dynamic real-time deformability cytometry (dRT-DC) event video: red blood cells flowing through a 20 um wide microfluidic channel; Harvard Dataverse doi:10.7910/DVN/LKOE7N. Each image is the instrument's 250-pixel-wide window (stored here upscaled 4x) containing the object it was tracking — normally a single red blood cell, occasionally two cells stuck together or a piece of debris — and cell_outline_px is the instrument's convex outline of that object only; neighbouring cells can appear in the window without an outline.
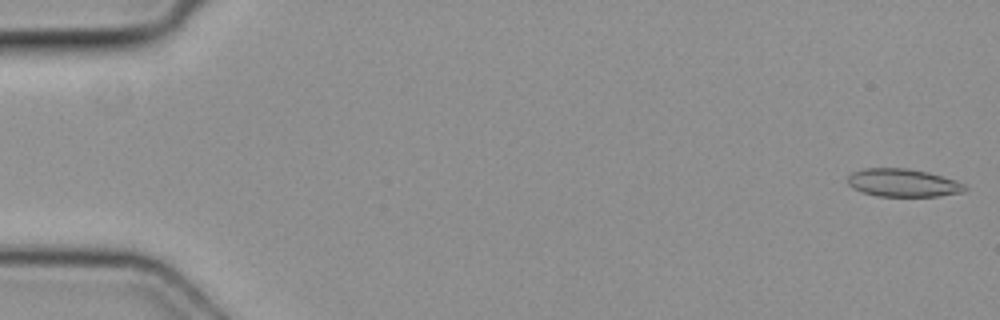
{"species": "common noctule bat (a hibernating species)", "species_latin": "Nyctalus noctula", "temperature_condition": "cold", "stored_images_in_passage": 51, "segment_of_instrument_passage": [1, 2], "camera_frame_rate_fps": 3000, "um_per_image_px": 0.085, "animal": {"sex": "female", "body_mass_g": 19.3, "forearm_length_mm": 54.1}, "frame": {"image": 1, "passage_image": 1, "time_ms": 0.0, "image_size_px": [1000, 320], "cell_outline_px": [[968, 188], [964, 192], [940, 196], [876, 196], [852, 188], [848, 184], [848, 176], [852, 172], [864, 168], [908, 168], [928, 172], [956, 180], [964, 184]], "centroid_in_image_um": [76.77, 15.54], "position_along_channel_um": 8.2, "area_um2": 19.19}}
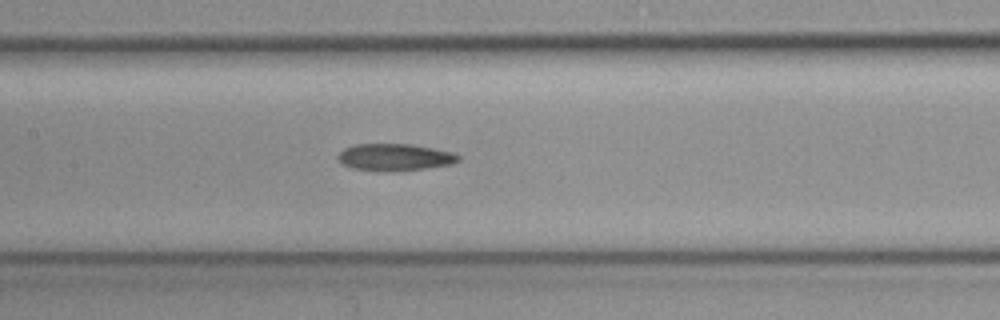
{"frame": {"image": 2, "passage_image": 24, "time_ms": 7.667, "image_size_px": [1000, 320], "cell_outline_px": [[460, 160], [452, 164], [424, 168], [352, 168], [344, 164], [336, 156], [344, 148], [356, 144], [412, 144], [452, 152], [460, 156]], "centroid_in_image_um": [33.59, 13.3], "position_along_channel_um": 173.8, "area_um2": 17.8}}
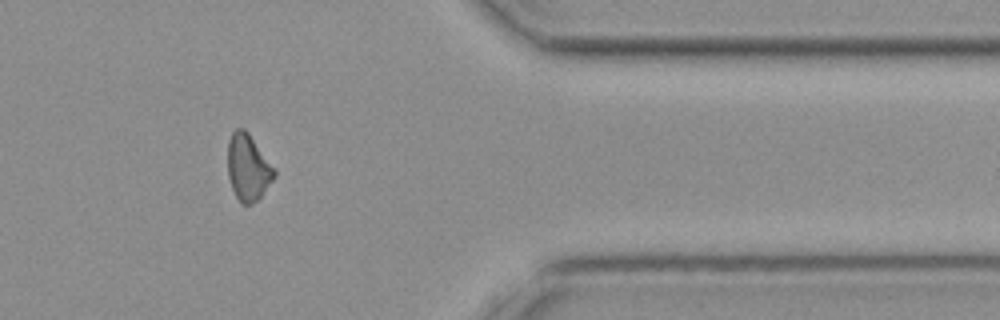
{"frame": {"image": 3, "passage_image": 41, "time_ms": 13.333, "image_size_px": [1000, 320], "cell_outline_px": [[276, 176], [260, 196], [252, 204], [240, 204], [232, 188], [228, 176], [228, 140], [232, 132], [236, 128], [244, 128], [248, 132], [276, 168]], "centroid_in_image_um": [21.09, 14.22], "position_along_channel_um": 390.3, "area_um2": 18.15}}